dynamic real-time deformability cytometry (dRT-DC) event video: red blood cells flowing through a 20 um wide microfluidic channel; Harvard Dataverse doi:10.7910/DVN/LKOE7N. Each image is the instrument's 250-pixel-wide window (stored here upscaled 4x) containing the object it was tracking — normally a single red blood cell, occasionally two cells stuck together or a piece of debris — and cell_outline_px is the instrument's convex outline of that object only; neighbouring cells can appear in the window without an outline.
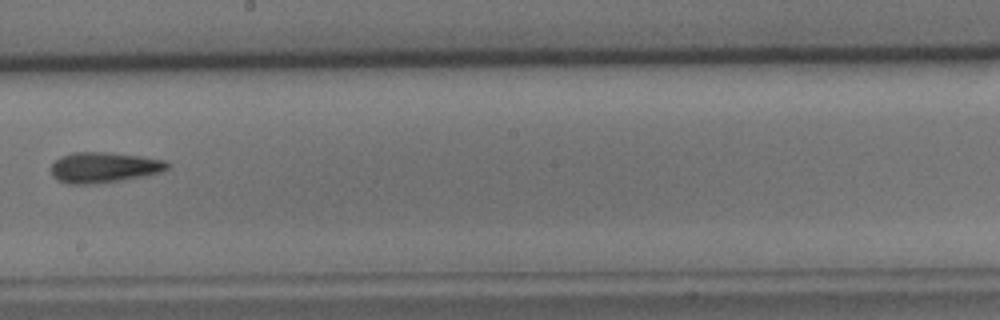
{"species": "common noctule bat (a hibernating species)", "species_latin": "Nyctalus noctula", "temperature_condition": "cold", "stored_images_in_passage": 9, "camera_frame_rate_fps": 3000, "um_per_image_px": 0.085, "animal": {"sex": "male", "body_mass_g": 15.6}, "frame": {"image": 1, "passage_image": 9, "time_ms": 9.333, "image_size_px": [1000, 320], "cell_outline_px": [[168, 168], [160, 172], [144, 176], [100, 184], [68, 184], [56, 180], [52, 176], [52, 164], [60, 156], [72, 152], [108, 152], [140, 156], [168, 160]], "centroid_in_image_um": [8.82, 14.23], "position_along_channel_um": 239.4, "area_um2": 20.92}}